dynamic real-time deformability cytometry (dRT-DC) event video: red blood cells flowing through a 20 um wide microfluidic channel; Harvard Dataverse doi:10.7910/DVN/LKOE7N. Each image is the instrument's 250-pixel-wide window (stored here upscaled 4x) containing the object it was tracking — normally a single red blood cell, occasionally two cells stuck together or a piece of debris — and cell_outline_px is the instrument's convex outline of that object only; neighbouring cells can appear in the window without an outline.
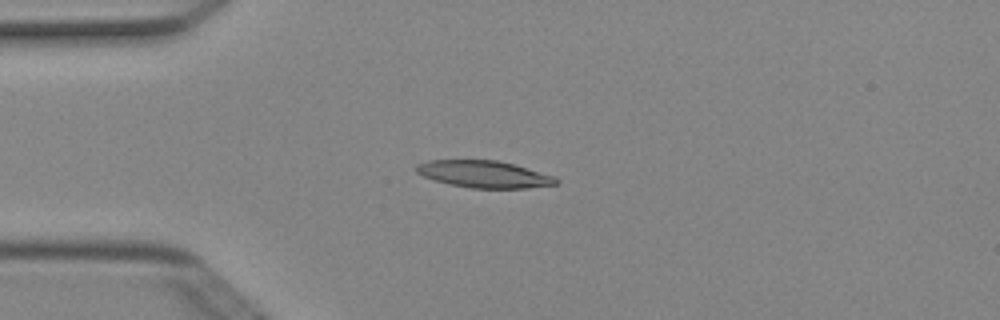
{"species": "Egyptian fruit bat (a non-hibernating species)", "species_latin": "Rousettus aegyptiacus", "temperature_condition": "cold", "stored_images_in_passage": 7, "camera_frame_rate_fps": 3000, "um_per_image_px": 0.085, "animal": {"sex": "female"}, "frame": {"image": 1, "passage_image": 4, "time_ms": 1.0, "image_size_px": [1000, 320], "cell_outline_px": [[560, 180], [556, 184], [524, 188], [472, 188], [452, 184], [436, 180], [424, 176], [416, 172], [416, 164], [428, 160], [496, 160], [512, 164], [556, 176]], "centroid_in_image_um": [41.16, 14.8], "position_along_channel_um": 43.8, "area_um2": 21.73}}
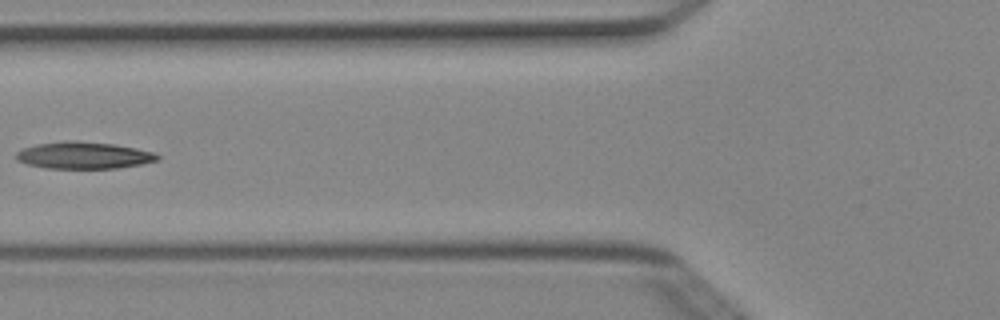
{"frame": {"image": 2, "passage_image": 6, "time_ms": 1.667, "image_size_px": [1000, 320], "cell_outline_px": [[160, 156], [156, 160], [140, 164], [116, 168], [44, 168], [28, 164], [16, 160], [16, 152], [24, 148], [36, 144], [64, 140], [76, 140], [116, 144], [136, 148], [152, 152]], "centroid_in_image_um": [7.07, 13.19], "position_along_channel_um": 118.7, "area_um2": 22.14}}
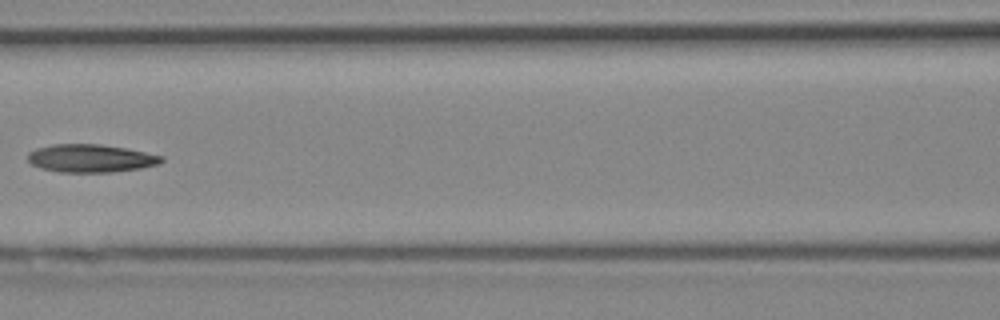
{"frame": {"image": 3, "passage_image": 7, "time_ms": 2.0, "image_size_px": [1000, 320], "cell_outline_px": [[164, 160], [160, 164], [140, 168], [112, 172], [60, 172], [40, 168], [32, 164], [28, 160], [28, 152], [36, 148], [52, 144], [100, 144], [124, 148], [164, 156]], "centroid_in_image_um": [7.7, 13.45], "position_along_channel_um": 158.9, "area_um2": 21.79}}